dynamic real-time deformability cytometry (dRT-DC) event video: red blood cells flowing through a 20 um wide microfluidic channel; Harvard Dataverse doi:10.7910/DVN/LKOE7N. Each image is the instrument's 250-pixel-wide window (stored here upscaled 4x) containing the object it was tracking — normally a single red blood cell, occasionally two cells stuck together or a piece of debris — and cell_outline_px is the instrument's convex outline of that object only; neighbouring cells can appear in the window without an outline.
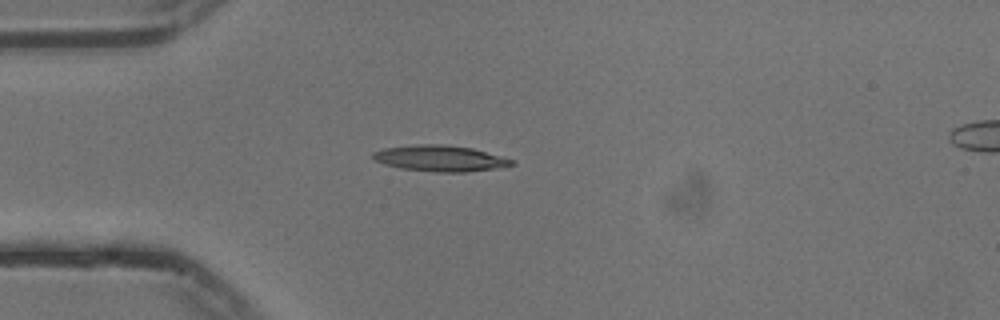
{"species": "common noctule bat (a hibernating species)", "species_latin": "Nyctalus noctula", "temperature_condition": "cold", "stored_images_in_passage": 41, "camera_frame_rate_fps": 3000, "um_per_image_px": 0.085, "animal": {"sex": "male", "body_mass_g": 13.3}, "frame": {"image": 1, "passage_image": 1, "time_ms": 0.0, "image_size_px": [1000, 320], "cell_outline_px": [[516, 164], [492, 168], [464, 172], [436, 172], [400, 168], [384, 164], [376, 160], [372, 156], [372, 152], [384, 148], [416, 144], [444, 144], [472, 148], [512, 160]], "centroid_in_image_um": [37.34, 13.45], "position_along_channel_um": 47.7, "area_um2": 20.69}}
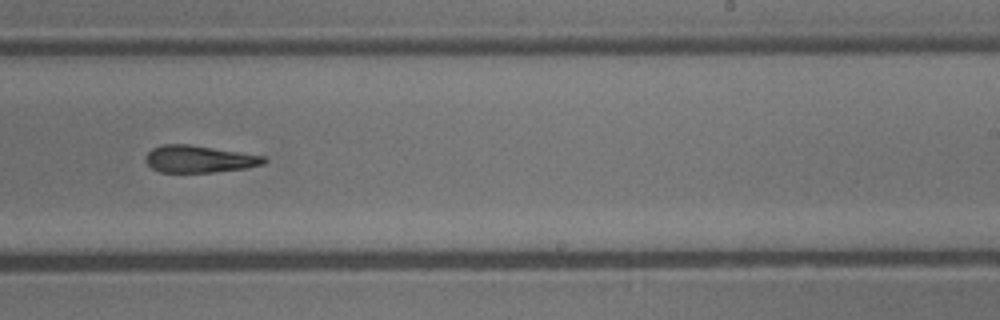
{"frame": {"image": 2, "passage_image": 20, "time_ms": 6.333, "image_size_px": [1000, 320], "cell_outline_px": [[268, 160], [264, 164], [244, 168], [212, 172], [160, 172], [152, 168], [144, 160], [148, 152], [152, 148], [164, 144], [188, 144], [264, 156]], "centroid_in_image_um": [16.9, 13.52], "position_along_channel_um": 272.1, "area_um2": 18.5}}
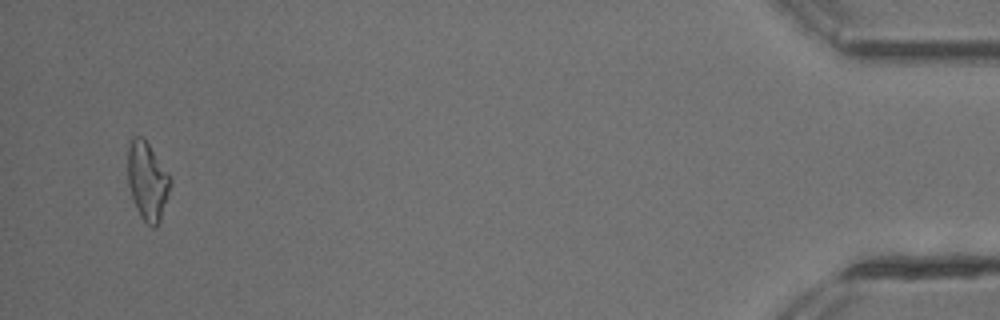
{"frame": {"image": 3, "passage_image": 39, "time_ms": 12.667, "image_size_px": [1000, 320], "cell_outline_px": [[172, 180], [168, 196], [160, 220], [156, 228], [152, 228], [140, 216], [136, 208], [128, 184], [128, 148], [132, 136], [144, 136], [168, 172]], "centroid_in_image_um": [12.54, 15.36], "position_along_channel_um": 422.7, "area_um2": 19.54}, "authors_computed_cell_mechanics": {"area_um2": 19.3052, "velocity_mm_per_s": 3.7548, "shape_relaxation_time_tau1_ms": 7.0386, "shape_relaxation_time_tau2_ms": 8.8195, "deformation_change_tau1": 0.2501, "deformation_change_tau2": 0.2722}}